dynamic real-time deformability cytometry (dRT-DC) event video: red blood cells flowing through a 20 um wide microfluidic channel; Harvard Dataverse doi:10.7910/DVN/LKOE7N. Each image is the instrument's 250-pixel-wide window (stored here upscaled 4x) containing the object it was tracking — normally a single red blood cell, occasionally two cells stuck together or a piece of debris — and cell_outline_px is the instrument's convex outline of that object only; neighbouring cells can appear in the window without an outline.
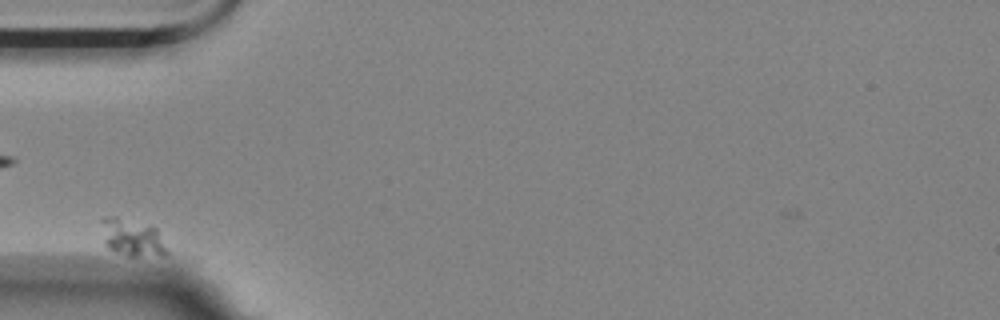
{"species": "Egyptian fruit bat (a non-hibernating species)", "species_latin": "Rousettus aegyptiacus", "temperature_condition": "room temperature", "stored_images_in_passage": 39, "camera_frame_rate_fps": 3000, "um_per_image_px": 0.085, "animal": {"sex": "female"}, "frame": {"image": 1, "passage_image": 1, "time_ms": 0.0, "image_size_px": [1000, 320], "cell_outline_px": [[168, 256], [128, 256], [116, 252], [108, 248], [104, 244], [100, 220], [104, 216], [116, 216], [156, 228], [168, 252]], "centroid_in_image_um": [11.2, 20.21], "position_along_channel_um": 73.8, "area_um2": 14.28}}
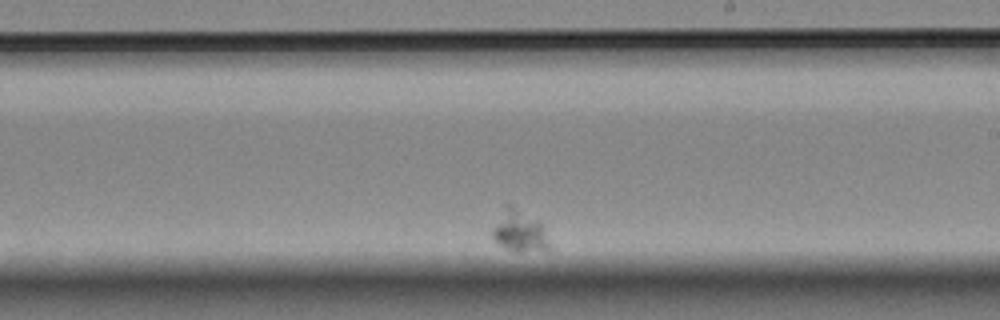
{"frame": {"image": 2, "passage_image": 24, "time_ms": 7.667, "image_size_px": [1000, 320], "cell_outline_px": [[548, 248], [520, 252], [516, 252], [500, 244], [492, 236], [492, 228], [504, 204], [508, 204], [536, 220], [540, 224], [548, 244]], "centroid_in_image_um": [44.06, 19.63], "position_along_channel_um": 244.9, "area_um2": 12.95}}
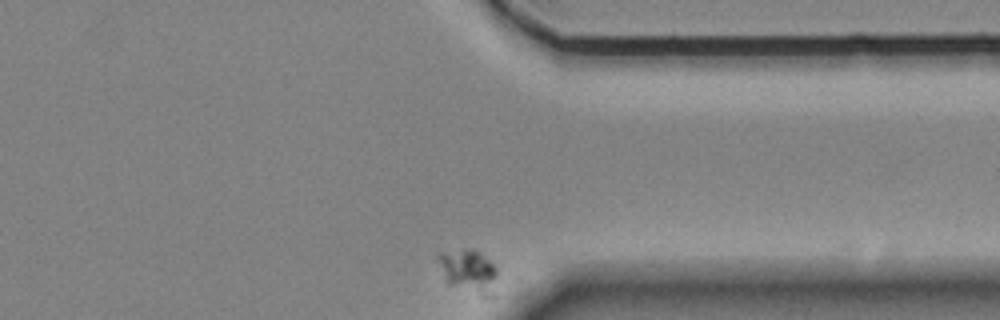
{"frame": {"image": 3, "passage_image": 39, "time_ms": 12.667, "image_size_px": [1000, 320], "cell_outline_px": [[496, 272], [492, 296], [488, 300], [448, 284], [436, 256], [440, 252], [468, 248], [472, 248], [480, 252], [496, 268]], "centroid_in_image_um": [39.83, 23.07], "position_along_channel_um": 371.6, "area_um2": 15.03}}